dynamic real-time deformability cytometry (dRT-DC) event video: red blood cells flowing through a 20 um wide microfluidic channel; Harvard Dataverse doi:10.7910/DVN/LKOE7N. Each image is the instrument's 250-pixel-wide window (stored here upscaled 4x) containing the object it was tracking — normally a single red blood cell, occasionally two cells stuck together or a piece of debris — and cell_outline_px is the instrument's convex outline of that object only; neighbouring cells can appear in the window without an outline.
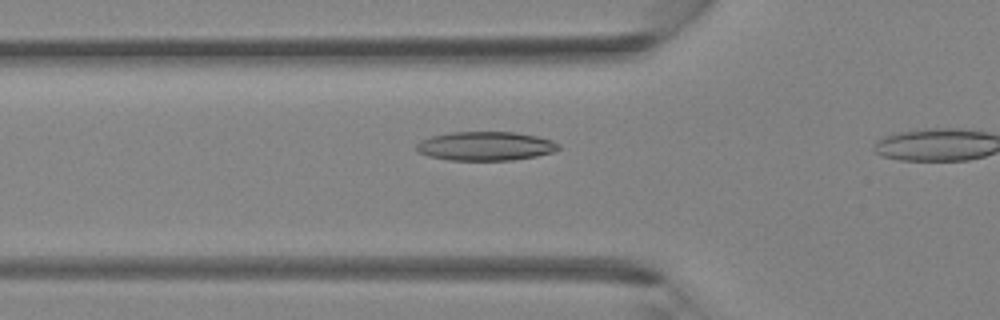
{"species": "Egyptian fruit bat (a non-hibernating species)", "species_latin": "Rousettus aegyptiacus", "temperature_condition": "room temperature", "stored_images_in_passage": 11, "camera_frame_rate_fps": 3000, "um_per_image_px": 0.085, "animal": {"sex": "female"}, "frame": {"image": 1, "passage_image": 10, "time_ms": 3.0, "image_size_px": [1000, 320], "cell_outline_px": [[560, 148], [552, 152], [536, 156], [512, 160], [448, 160], [428, 156], [416, 152], [416, 144], [420, 140], [432, 136], [452, 132], [516, 132], [536, 136], [552, 140], [560, 144]], "centroid_in_image_um": [41.25, 12.42], "position_along_channel_um": 84.6, "area_um2": 24.04}}